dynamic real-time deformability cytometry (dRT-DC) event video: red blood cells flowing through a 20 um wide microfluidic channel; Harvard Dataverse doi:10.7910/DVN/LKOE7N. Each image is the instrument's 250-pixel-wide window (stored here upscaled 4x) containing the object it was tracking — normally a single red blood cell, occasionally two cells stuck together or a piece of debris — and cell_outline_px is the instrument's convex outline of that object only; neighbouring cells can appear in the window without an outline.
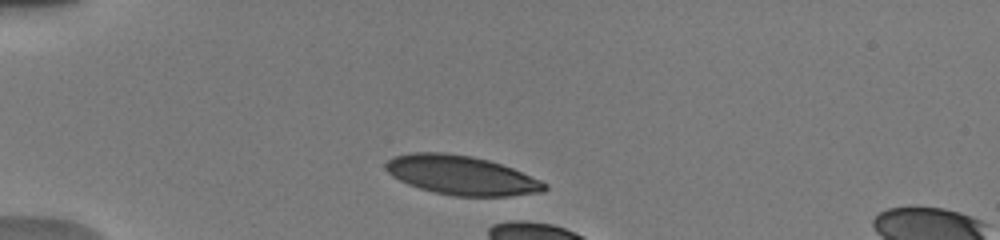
{"species": "human", "species_latin": "Homo sapiens", "temperature_condition": "warm", "stored_images_in_passage": 9, "camera_frame_rate_fps": 3000, "um_per_image_px": 0.085, "donor": {"sex": "male"}, "frame": {"image": 1, "passage_image": 4, "time_ms": 1.667, "image_size_px": [1000, 240], "cell_outline_px": [[548, 188], [544, 192], [508, 196], [456, 196], [436, 192], [420, 188], [408, 184], [392, 176], [384, 168], [384, 164], [392, 156], [412, 152], [444, 152], [472, 156], [488, 160], [512, 168], [540, 180], [548, 184]], "centroid_in_image_um": [39.21, 14.89], "position_along_channel_um": 45.8, "area_um2": 36.24}}